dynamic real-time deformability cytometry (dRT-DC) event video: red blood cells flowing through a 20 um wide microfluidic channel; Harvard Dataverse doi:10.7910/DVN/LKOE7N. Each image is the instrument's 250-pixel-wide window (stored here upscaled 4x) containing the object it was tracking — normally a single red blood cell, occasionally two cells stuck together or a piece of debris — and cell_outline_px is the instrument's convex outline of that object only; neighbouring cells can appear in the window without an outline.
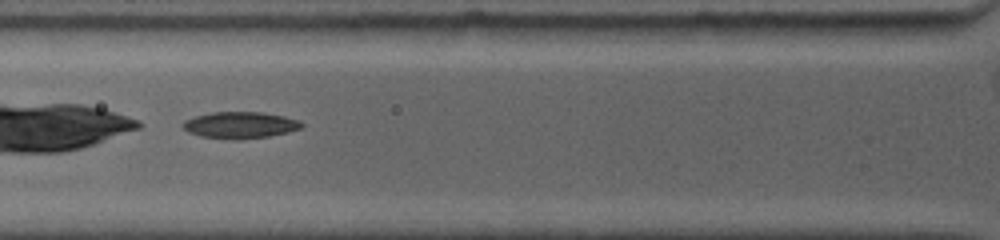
{"species": "common noctule bat (a hibernating species)", "species_latin": "Nyctalus noctula", "temperature_condition": "warm", "stored_images_in_passage": 10, "camera_frame_rate_fps": 4500, "um_per_image_px": 0.085, "animal": {"sex": "female", "body_mass_g": 19.0, "forearm_length_mm": 53.3}, "frame": {"image": 1, "passage_image": 9, "time_ms": 1.556, "image_size_px": [1000, 240], "cell_outline_px": [[304, 124], [300, 128], [288, 132], [268, 136], [236, 140], [200, 136], [188, 132], [180, 124], [184, 120], [196, 116], [212, 112], [264, 112], [284, 116], [296, 120]], "centroid_in_image_um": [20.37, 10.63], "position_along_channel_um": 105.4, "area_um2": 18.32}}
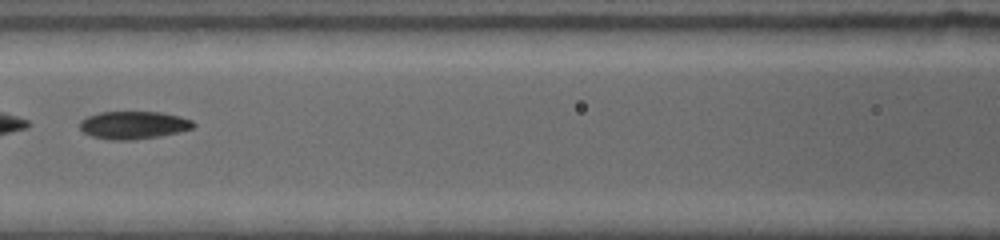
{"frame": {"image": 2, "passage_image": 10, "time_ms": 2.889, "image_size_px": [1000, 240], "cell_outline_px": [[196, 124], [192, 128], [160, 136], [132, 140], [112, 140], [92, 136], [84, 132], [80, 128], [80, 120], [88, 116], [100, 112], [160, 112], [180, 116], [192, 120]], "centroid_in_image_um": [11.34, 10.63], "position_along_channel_um": 155.3, "area_um2": 18.26}}